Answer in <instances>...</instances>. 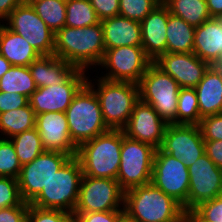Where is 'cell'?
Here are the masks:
<instances>
[{"instance_id": "cell-17", "label": "cell", "mask_w": 222, "mask_h": 222, "mask_svg": "<svg viewBox=\"0 0 222 222\" xmlns=\"http://www.w3.org/2000/svg\"><path fill=\"white\" fill-rule=\"evenodd\" d=\"M168 123L150 104L140 99L135 103L124 134L134 140L147 143L156 149L161 146Z\"/></svg>"}, {"instance_id": "cell-26", "label": "cell", "mask_w": 222, "mask_h": 222, "mask_svg": "<svg viewBox=\"0 0 222 222\" xmlns=\"http://www.w3.org/2000/svg\"><path fill=\"white\" fill-rule=\"evenodd\" d=\"M166 30L167 53H192L196 27L169 12Z\"/></svg>"}, {"instance_id": "cell-36", "label": "cell", "mask_w": 222, "mask_h": 222, "mask_svg": "<svg viewBox=\"0 0 222 222\" xmlns=\"http://www.w3.org/2000/svg\"><path fill=\"white\" fill-rule=\"evenodd\" d=\"M26 222H74L72 213L59 209H42L29 205Z\"/></svg>"}, {"instance_id": "cell-13", "label": "cell", "mask_w": 222, "mask_h": 222, "mask_svg": "<svg viewBox=\"0 0 222 222\" xmlns=\"http://www.w3.org/2000/svg\"><path fill=\"white\" fill-rule=\"evenodd\" d=\"M70 158L69 154L45 150L33 161L22 165L17 178L22 200L30 203Z\"/></svg>"}, {"instance_id": "cell-19", "label": "cell", "mask_w": 222, "mask_h": 222, "mask_svg": "<svg viewBox=\"0 0 222 222\" xmlns=\"http://www.w3.org/2000/svg\"><path fill=\"white\" fill-rule=\"evenodd\" d=\"M35 128L46 151L76 156L78 147L71 140L65 112H46L36 115Z\"/></svg>"}, {"instance_id": "cell-4", "label": "cell", "mask_w": 222, "mask_h": 222, "mask_svg": "<svg viewBox=\"0 0 222 222\" xmlns=\"http://www.w3.org/2000/svg\"><path fill=\"white\" fill-rule=\"evenodd\" d=\"M96 81L87 78V84L97 95L105 125L111 130H123L139 100L138 84L132 82L109 81L95 76ZM96 86V87H95ZM97 88V89H96Z\"/></svg>"}, {"instance_id": "cell-41", "label": "cell", "mask_w": 222, "mask_h": 222, "mask_svg": "<svg viewBox=\"0 0 222 222\" xmlns=\"http://www.w3.org/2000/svg\"><path fill=\"white\" fill-rule=\"evenodd\" d=\"M98 19L101 21L106 18L119 15V0H89Z\"/></svg>"}, {"instance_id": "cell-22", "label": "cell", "mask_w": 222, "mask_h": 222, "mask_svg": "<svg viewBox=\"0 0 222 222\" xmlns=\"http://www.w3.org/2000/svg\"><path fill=\"white\" fill-rule=\"evenodd\" d=\"M103 27L105 49L121 46H142L141 24L139 21L121 15L100 21Z\"/></svg>"}, {"instance_id": "cell-23", "label": "cell", "mask_w": 222, "mask_h": 222, "mask_svg": "<svg viewBox=\"0 0 222 222\" xmlns=\"http://www.w3.org/2000/svg\"><path fill=\"white\" fill-rule=\"evenodd\" d=\"M201 119L222 113V68L211 65L195 87Z\"/></svg>"}, {"instance_id": "cell-35", "label": "cell", "mask_w": 222, "mask_h": 222, "mask_svg": "<svg viewBox=\"0 0 222 222\" xmlns=\"http://www.w3.org/2000/svg\"><path fill=\"white\" fill-rule=\"evenodd\" d=\"M161 0H119V15L141 22Z\"/></svg>"}, {"instance_id": "cell-30", "label": "cell", "mask_w": 222, "mask_h": 222, "mask_svg": "<svg viewBox=\"0 0 222 222\" xmlns=\"http://www.w3.org/2000/svg\"><path fill=\"white\" fill-rule=\"evenodd\" d=\"M21 165L33 161L45 151L38 130L34 127L10 138Z\"/></svg>"}, {"instance_id": "cell-46", "label": "cell", "mask_w": 222, "mask_h": 222, "mask_svg": "<svg viewBox=\"0 0 222 222\" xmlns=\"http://www.w3.org/2000/svg\"><path fill=\"white\" fill-rule=\"evenodd\" d=\"M211 18H222V0H206Z\"/></svg>"}, {"instance_id": "cell-39", "label": "cell", "mask_w": 222, "mask_h": 222, "mask_svg": "<svg viewBox=\"0 0 222 222\" xmlns=\"http://www.w3.org/2000/svg\"><path fill=\"white\" fill-rule=\"evenodd\" d=\"M199 127L204 141L222 140V113L202 118Z\"/></svg>"}, {"instance_id": "cell-10", "label": "cell", "mask_w": 222, "mask_h": 222, "mask_svg": "<svg viewBox=\"0 0 222 222\" xmlns=\"http://www.w3.org/2000/svg\"><path fill=\"white\" fill-rule=\"evenodd\" d=\"M124 191L115 179L83 175L73 213L123 210Z\"/></svg>"}, {"instance_id": "cell-33", "label": "cell", "mask_w": 222, "mask_h": 222, "mask_svg": "<svg viewBox=\"0 0 222 222\" xmlns=\"http://www.w3.org/2000/svg\"><path fill=\"white\" fill-rule=\"evenodd\" d=\"M201 116L195 88H180L176 124L199 125Z\"/></svg>"}, {"instance_id": "cell-6", "label": "cell", "mask_w": 222, "mask_h": 222, "mask_svg": "<svg viewBox=\"0 0 222 222\" xmlns=\"http://www.w3.org/2000/svg\"><path fill=\"white\" fill-rule=\"evenodd\" d=\"M65 114L71 140L77 147L109 130L102 117L99 99L87 83L75 95Z\"/></svg>"}, {"instance_id": "cell-45", "label": "cell", "mask_w": 222, "mask_h": 222, "mask_svg": "<svg viewBox=\"0 0 222 222\" xmlns=\"http://www.w3.org/2000/svg\"><path fill=\"white\" fill-rule=\"evenodd\" d=\"M23 4L22 0H0V21H3L19 5Z\"/></svg>"}, {"instance_id": "cell-49", "label": "cell", "mask_w": 222, "mask_h": 222, "mask_svg": "<svg viewBox=\"0 0 222 222\" xmlns=\"http://www.w3.org/2000/svg\"><path fill=\"white\" fill-rule=\"evenodd\" d=\"M118 222H136L134 219L128 217L125 213H123L119 219Z\"/></svg>"}, {"instance_id": "cell-8", "label": "cell", "mask_w": 222, "mask_h": 222, "mask_svg": "<svg viewBox=\"0 0 222 222\" xmlns=\"http://www.w3.org/2000/svg\"><path fill=\"white\" fill-rule=\"evenodd\" d=\"M156 148L127 137L122 130V146L117 181L125 192L151 183Z\"/></svg>"}, {"instance_id": "cell-34", "label": "cell", "mask_w": 222, "mask_h": 222, "mask_svg": "<svg viewBox=\"0 0 222 222\" xmlns=\"http://www.w3.org/2000/svg\"><path fill=\"white\" fill-rule=\"evenodd\" d=\"M22 165L10 139L0 138V177L17 179Z\"/></svg>"}, {"instance_id": "cell-24", "label": "cell", "mask_w": 222, "mask_h": 222, "mask_svg": "<svg viewBox=\"0 0 222 222\" xmlns=\"http://www.w3.org/2000/svg\"><path fill=\"white\" fill-rule=\"evenodd\" d=\"M37 88L64 83L77 68L53 55L40 56L29 66Z\"/></svg>"}, {"instance_id": "cell-29", "label": "cell", "mask_w": 222, "mask_h": 222, "mask_svg": "<svg viewBox=\"0 0 222 222\" xmlns=\"http://www.w3.org/2000/svg\"><path fill=\"white\" fill-rule=\"evenodd\" d=\"M37 89L28 66H11V68L0 78V91L18 93L26 96Z\"/></svg>"}, {"instance_id": "cell-25", "label": "cell", "mask_w": 222, "mask_h": 222, "mask_svg": "<svg viewBox=\"0 0 222 222\" xmlns=\"http://www.w3.org/2000/svg\"><path fill=\"white\" fill-rule=\"evenodd\" d=\"M0 54L12 66H29L41 55L21 35L8 29L5 23L0 25Z\"/></svg>"}, {"instance_id": "cell-2", "label": "cell", "mask_w": 222, "mask_h": 222, "mask_svg": "<svg viewBox=\"0 0 222 222\" xmlns=\"http://www.w3.org/2000/svg\"><path fill=\"white\" fill-rule=\"evenodd\" d=\"M124 213L136 222H183L184 208L152 183L124 192Z\"/></svg>"}, {"instance_id": "cell-3", "label": "cell", "mask_w": 222, "mask_h": 222, "mask_svg": "<svg viewBox=\"0 0 222 222\" xmlns=\"http://www.w3.org/2000/svg\"><path fill=\"white\" fill-rule=\"evenodd\" d=\"M122 146V130H111L83 142L76 158L83 175L94 178L117 179Z\"/></svg>"}, {"instance_id": "cell-40", "label": "cell", "mask_w": 222, "mask_h": 222, "mask_svg": "<svg viewBox=\"0 0 222 222\" xmlns=\"http://www.w3.org/2000/svg\"><path fill=\"white\" fill-rule=\"evenodd\" d=\"M124 210L73 213L74 222H118Z\"/></svg>"}, {"instance_id": "cell-5", "label": "cell", "mask_w": 222, "mask_h": 222, "mask_svg": "<svg viewBox=\"0 0 222 222\" xmlns=\"http://www.w3.org/2000/svg\"><path fill=\"white\" fill-rule=\"evenodd\" d=\"M82 177L81 164L76 156H73L54 173L29 205L42 209L64 210L73 214Z\"/></svg>"}, {"instance_id": "cell-43", "label": "cell", "mask_w": 222, "mask_h": 222, "mask_svg": "<svg viewBox=\"0 0 222 222\" xmlns=\"http://www.w3.org/2000/svg\"><path fill=\"white\" fill-rule=\"evenodd\" d=\"M28 103L29 100L24 95L0 91V114L24 107Z\"/></svg>"}, {"instance_id": "cell-15", "label": "cell", "mask_w": 222, "mask_h": 222, "mask_svg": "<svg viewBox=\"0 0 222 222\" xmlns=\"http://www.w3.org/2000/svg\"><path fill=\"white\" fill-rule=\"evenodd\" d=\"M159 149L180 159L187 167L205 154L199 125L168 124Z\"/></svg>"}, {"instance_id": "cell-7", "label": "cell", "mask_w": 222, "mask_h": 222, "mask_svg": "<svg viewBox=\"0 0 222 222\" xmlns=\"http://www.w3.org/2000/svg\"><path fill=\"white\" fill-rule=\"evenodd\" d=\"M139 99L150 104L168 124H176L180 87L168 74L152 63L138 83Z\"/></svg>"}, {"instance_id": "cell-32", "label": "cell", "mask_w": 222, "mask_h": 222, "mask_svg": "<svg viewBox=\"0 0 222 222\" xmlns=\"http://www.w3.org/2000/svg\"><path fill=\"white\" fill-rule=\"evenodd\" d=\"M99 22L89 0H67L65 26L84 28Z\"/></svg>"}, {"instance_id": "cell-20", "label": "cell", "mask_w": 222, "mask_h": 222, "mask_svg": "<svg viewBox=\"0 0 222 222\" xmlns=\"http://www.w3.org/2000/svg\"><path fill=\"white\" fill-rule=\"evenodd\" d=\"M167 21L168 7L160 4L140 22L142 47L153 62L166 53Z\"/></svg>"}, {"instance_id": "cell-16", "label": "cell", "mask_w": 222, "mask_h": 222, "mask_svg": "<svg viewBox=\"0 0 222 222\" xmlns=\"http://www.w3.org/2000/svg\"><path fill=\"white\" fill-rule=\"evenodd\" d=\"M188 210L222 194V169L206 155L188 167Z\"/></svg>"}, {"instance_id": "cell-18", "label": "cell", "mask_w": 222, "mask_h": 222, "mask_svg": "<svg viewBox=\"0 0 222 222\" xmlns=\"http://www.w3.org/2000/svg\"><path fill=\"white\" fill-rule=\"evenodd\" d=\"M164 73L170 75L180 88H195L211 66L192 53H164L154 62Z\"/></svg>"}, {"instance_id": "cell-42", "label": "cell", "mask_w": 222, "mask_h": 222, "mask_svg": "<svg viewBox=\"0 0 222 222\" xmlns=\"http://www.w3.org/2000/svg\"><path fill=\"white\" fill-rule=\"evenodd\" d=\"M29 203L0 209V222H26Z\"/></svg>"}, {"instance_id": "cell-48", "label": "cell", "mask_w": 222, "mask_h": 222, "mask_svg": "<svg viewBox=\"0 0 222 222\" xmlns=\"http://www.w3.org/2000/svg\"><path fill=\"white\" fill-rule=\"evenodd\" d=\"M12 64L0 54V78L11 68Z\"/></svg>"}, {"instance_id": "cell-31", "label": "cell", "mask_w": 222, "mask_h": 222, "mask_svg": "<svg viewBox=\"0 0 222 222\" xmlns=\"http://www.w3.org/2000/svg\"><path fill=\"white\" fill-rule=\"evenodd\" d=\"M67 0H36L31 6L47 26L56 33L65 26Z\"/></svg>"}, {"instance_id": "cell-14", "label": "cell", "mask_w": 222, "mask_h": 222, "mask_svg": "<svg viewBox=\"0 0 222 222\" xmlns=\"http://www.w3.org/2000/svg\"><path fill=\"white\" fill-rule=\"evenodd\" d=\"M85 70L77 69L64 83L37 88L29 97V105L38 115L65 112L79 90L87 83Z\"/></svg>"}, {"instance_id": "cell-51", "label": "cell", "mask_w": 222, "mask_h": 222, "mask_svg": "<svg viewBox=\"0 0 222 222\" xmlns=\"http://www.w3.org/2000/svg\"><path fill=\"white\" fill-rule=\"evenodd\" d=\"M217 66L222 68V59H221V62Z\"/></svg>"}, {"instance_id": "cell-27", "label": "cell", "mask_w": 222, "mask_h": 222, "mask_svg": "<svg viewBox=\"0 0 222 222\" xmlns=\"http://www.w3.org/2000/svg\"><path fill=\"white\" fill-rule=\"evenodd\" d=\"M34 110L29 103L21 108L0 114V138L10 139L13 136L35 127ZM2 135H4L2 137Z\"/></svg>"}, {"instance_id": "cell-21", "label": "cell", "mask_w": 222, "mask_h": 222, "mask_svg": "<svg viewBox=\"0 0 222 222\" xmlns=\"http://www.w3.org/2000/svg\"><path fill=\"white\" fill-rule=\"evenodd\" d=\"M193 53L210 65L222 59V18H211L196 27Z\"/></svg>"}, {"instance_id": "cell-9", "label": "cell", "mask_w": 222, "mask_h": 222, "mask_svg": "<svg viewBox=\"0 0 222 222\" xmlns=\"http://www.w3.org/2000/svg\"><path fill=\"white\" fill-rule=\"evenodd\" d=\"M153 61L145 54L142 46H121L105 49L99 64L106 72L101 78L109 81L138 84Z\"/></svg>"}, {"instance_id": "cell-47", "label": "cell", "mask_w": 222, "mask_h": 222, "mask_svg": "<svg viewBox=\"0 0 222 222\" xmlns=\"http://www.w3.org/2000/svg\"><path fill=\"white\" fill-rule=\"evenodd\" d=\"M183 222H207L202 219L194 210L184 212Z\"/></svg>"}, {"instance_id": "cell-37", "label": "cell", "mask_w": 222, "mask_h": 222, "mask_svg": "<svg viewBox=\"0 0 222 222\" xmlns=\"http://www.w3.org/2000/svg\"><path fill=\"white\" fill-rule=\"evenodd\" d=\"M22 202L17 179L0 177V209L17 206Z\"/></svg>"}, {"instance_id": "cell-1", "label": "cell", "mask_w": 222, "mask_h": 222, "mask_svg": "<svg viewBox=\"0 0 222 222\" xmlns=\"http://www.w3.org/2000/svg\"><path fill=\"white\" fill-rule=\"evenodd\" d=\"M105 54L101 22L88 27L64 26L54 36V55L88 71L99 66ZM87 69V70H86Z\"/></svg>"}, {"instance_id": "cell-50", "label": "cell", "mask_w": 222, "mask_h": 222, "mask_svg": "<svg viewBox=\"0 0 222 222\" xmlns=\"http://www.w3.org/2000/svg\"><path fill=\"white\" fill-rule=\"evenodd\" d=\"M36 0H22L23 4H32Z\"/></svg>"}, {"instance_id": "cell-11", "label": "cell", "mask_w": 222, "mask_h": 222, "mask_svg": "<svg viewBox=\"0 0 222 222\" xmlns=\"http://www.w3.org/2000/svg\"><path fill=\"white\" fill-rule=\"evenodd\" d=\"M151 183L188 211L189 172L180 159L156 149Z\"/></svg>"}, {"instance_id": "cell-38", "label": "cell", "mask_w": 222, "mask_h": 222, "mask_svg": "<svg viewBox=\"0 0 222 222\" xmlns=\"http://www.w3.org/2000/svg\"><path fill=\"white\" fill-rule=\"evenodd\" d=\"M193 210L207 222H222V194L201 203Z\"/></svg>"}, {"instance_id": "cell-44", "label": "cell", "mask_w": 222, "mask_h": 222, "mask_svg": "<svg viewBox=\"0 0 222 222\" xmlns=\"http://www.w3.org/2000/svg\"><path fill=\"white\" fill-rule=\"evenodd\" d=\"M205 154L222 169V140L204 141Z\"/></svg>"}, {"instance_id": "cell-12", "label": "cell", "mask_w": 222, "mask_h": 222, "mask_svg": "<svg viewBox=\"0 0 222 222\" xmlns=\"http://www.w3.org/2000/svg\"><path fill=\"white\" fill-rule=\"evenodd\" d=\"M4 21L8 29L21 35L41 56L54 54L55 33L31 4L17 6Z\"/></svg>"}, {"instance_id": "cell-28", "label": "cell", "mask_w": 222, "mask_h": 222, "mask_svg": "<svg viewBox=\"0 0 222 222\" xmlns=\"http://www.w3.org/2000/svg\"><path fill=\"white\" fill-rule=\"evenodd\" d=\"M161 4L166 5L171 14L194 27L211 19L206 0H161Z\"/></svg>"}]
</instances>
